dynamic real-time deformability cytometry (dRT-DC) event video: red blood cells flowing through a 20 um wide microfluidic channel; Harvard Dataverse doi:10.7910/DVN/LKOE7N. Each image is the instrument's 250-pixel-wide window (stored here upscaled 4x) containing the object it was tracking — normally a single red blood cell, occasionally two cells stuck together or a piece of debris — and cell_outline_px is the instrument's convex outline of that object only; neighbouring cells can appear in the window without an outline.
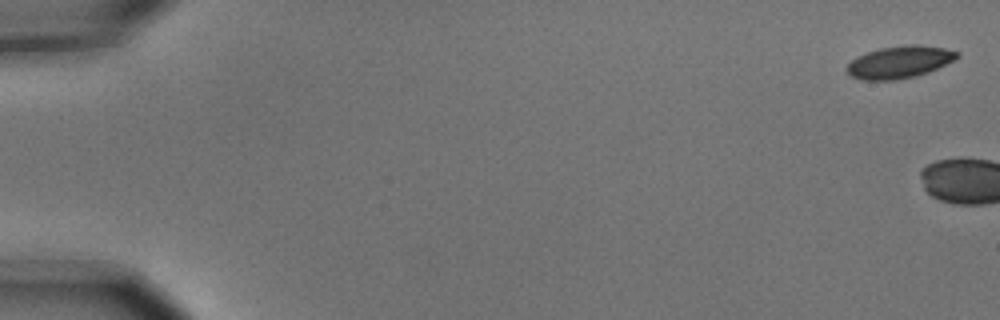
{"species": "common noctule bat (a hibernating species)", "species_latin": "Nyctalus noctula", "temperature_condition": "cold", "stored_images_in_passage": 2, "camera_frame_rate_fps": 3000, "um_per_image_px": 0.085, "animal": {"sex": "male", "body_mass_g": 15.6}, "frame": {"image": 1, "passage_image": 1, "time_ms": 0.0, "image_size_px": [1000, 320], "cell_outline_px": [[960, 56], [956, 60], [928, 72], [916, 76], [896, 80], [864, 80], [852, 76], [844, 68], [856, 56], [880, 48], [908, 44], [916, 44], [944, 48], [960, 52]], "centroid_in_image_um": [76.48, 5.27], "position_along_channel_um": 8.5, "area_um2": 20.81}}